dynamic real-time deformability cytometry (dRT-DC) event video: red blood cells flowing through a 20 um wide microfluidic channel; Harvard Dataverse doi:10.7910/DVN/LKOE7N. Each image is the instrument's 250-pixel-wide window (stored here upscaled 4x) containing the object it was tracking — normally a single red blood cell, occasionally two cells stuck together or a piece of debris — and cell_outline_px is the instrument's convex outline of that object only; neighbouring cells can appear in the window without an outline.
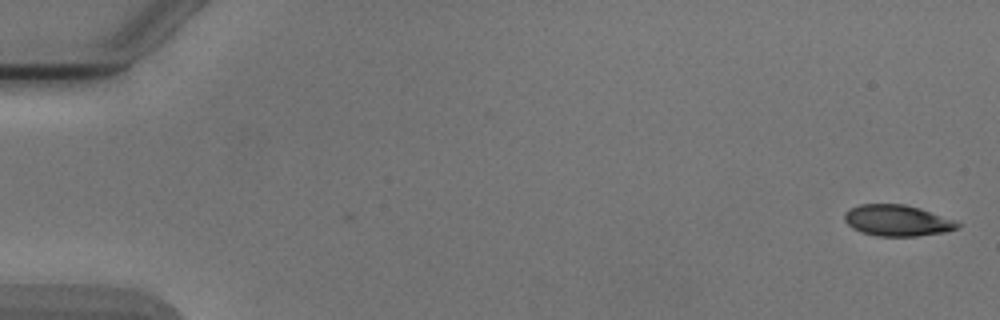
{"species": "Egyptian fruit bat (a non-hibernating species)", "species_latin": "Rousettus aegyptiacus", "temperature_condition": "cold", "stored_images_in_passage": 5, "camera_frame_rate_fps": 3000, "um_per_image_px": 0.085, "animal": {"sex": "male"}, "frame": {"image": 1, "passage_image": 1, "time_ms": 0.0, "image_size_px": [1000, 320], "cell_outline_px": [[960, 224], [956, 228], [944, 232], [916, 236], [876, 236], [860, 232], [852, 228], [844, 220], [844, 212], [848, 208], [860, 204], [904, 204], [920, 208], [956, 220]], "centroid_in_image_um": [76.22, 18.73], "position_along_channel_um": 8.8, "area_um2": 20.63}}
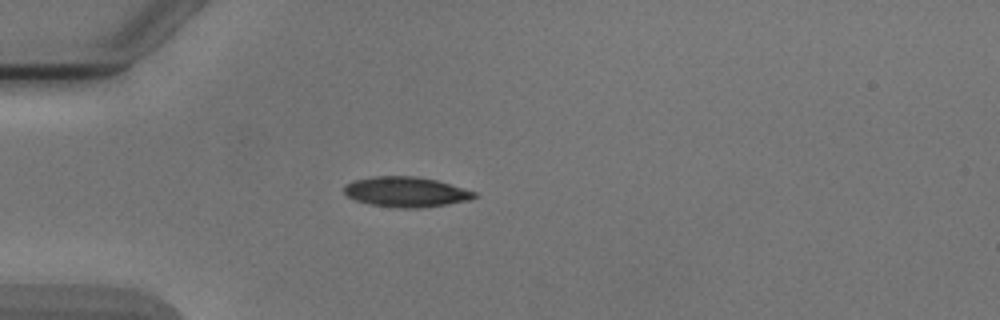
{"frame": {"image": 2, "passage_image": 5, "time_ms": 4.667, "image_size_px": [1000, 320], "cell_outline_px": [[476, 196], [468, 200], [448, 204], [420, 208], [400, 208], [372, 204], [356, 200], [348, 196], [344, 192], [344, 188], [352, 180], [372, 176], [416, 176], [436, 180], [476, 192]], "centroid_in_image_um": [34.5, 16.3], "position_along_channel_um": 50.5, "area_um2": 22.66}}